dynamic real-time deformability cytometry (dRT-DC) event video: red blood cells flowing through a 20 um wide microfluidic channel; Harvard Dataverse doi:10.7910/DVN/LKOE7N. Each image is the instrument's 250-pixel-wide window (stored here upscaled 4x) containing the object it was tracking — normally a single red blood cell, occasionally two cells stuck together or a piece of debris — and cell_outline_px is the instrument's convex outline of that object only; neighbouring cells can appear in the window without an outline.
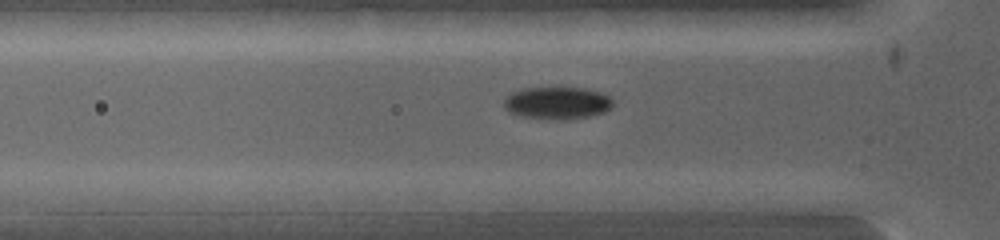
{"species": "common noctule bat (a hibernating species)", "species_latin": "Nyctalus noctula", "temperature_condition": "warm", "stored_images_in_passage": 10, "camera_frame_rate_fps": 5000, "um_per_image_px": 0.085, "animal": {"sex": "female", "body_mass_g": 19.0, "forearm_length_mm": 53.3}, "frame": {"image": 1, "passage_image": 8, "time_ms": 1.8, "image_size_px": [1000, 240], "cell_outline_px": [[580, 212], [408, 212], [412, 200], [416, 192], [424, 188], [428, 188], [572, 200], [580, 204]], "centroid_in_image_um": [41.28, 17.23], "position_along_channel_um": 84.5, "area_um2": 21.91}}